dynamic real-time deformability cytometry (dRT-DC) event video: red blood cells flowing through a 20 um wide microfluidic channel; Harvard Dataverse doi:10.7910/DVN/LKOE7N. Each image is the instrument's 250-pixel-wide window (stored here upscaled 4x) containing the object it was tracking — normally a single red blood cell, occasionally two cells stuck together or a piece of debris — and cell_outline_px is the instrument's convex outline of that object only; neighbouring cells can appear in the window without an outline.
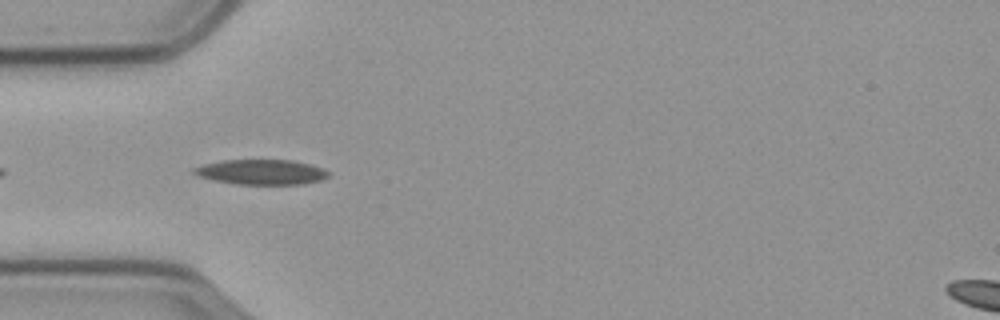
{"species": "common noctule bat (a hibernating species)", "species_latin": "Nyctalus noctula", "temperature_condition": "cold", "stored_images_in_passage": 6, "camera_frame_rate_fps": 3000, "um_per_image_px": 0.085, "animal": {"sex": "male", "body_mass_g": 23.1, "forearm_length_mm": 52.7}, "frame": {"image": 1, "passage_image": 3, "time_ms": 0.667, "image_size_px": [1000, 320], "cell_outline_px": [[328, 176], [324, 180], [304, 184], [236, 184], [212, 180], [196, 176], [192, 172], [192, 168], [204, 164], [224, 160], [292, 160], [324, 168], [328, 172]], "centroid_in_image_um": [22.2, 14.63], "position_along_channel_um": 62.8, "area_um2": 19.77}}
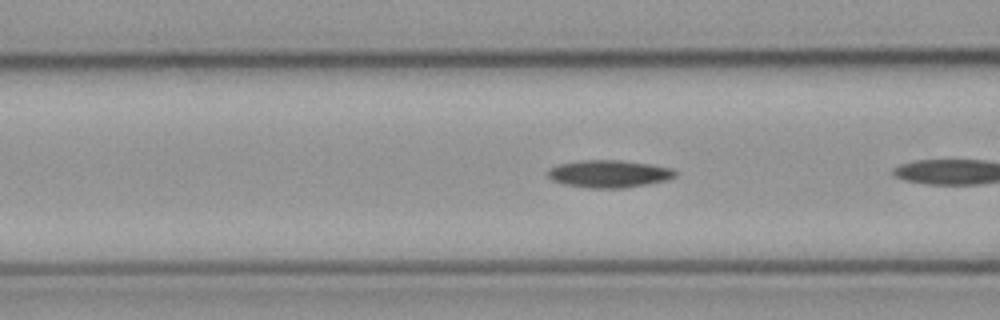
{"frame": {"image": 2, "passage_image": 5, "time_ms": 1.333, "image_size_px": [1000, 320], "cell_outline_px": [[676, 176], [668, 180], [648, 184], [624, 188], [588, 188], [564, 184], [552, 180], [548, 176], [548, 168], [556, 164], [580, 160], [620, 160], [648, 164], [672, 168], [676, 172]], "centroid_in_image_um": [51.74, 14.77], "position_along_channel_um": 114.9, "area_um2": 20.52}}